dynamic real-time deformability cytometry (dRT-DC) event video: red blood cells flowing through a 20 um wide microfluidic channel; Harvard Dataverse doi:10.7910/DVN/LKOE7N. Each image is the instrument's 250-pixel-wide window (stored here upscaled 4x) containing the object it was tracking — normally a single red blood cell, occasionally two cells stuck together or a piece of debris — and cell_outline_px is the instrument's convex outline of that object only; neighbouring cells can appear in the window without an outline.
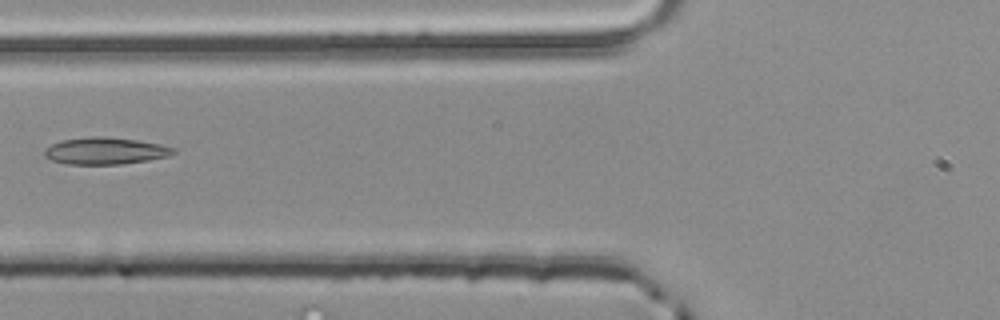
{"species": "common noctule bat (a hibernating species)", "species_latin": "Nyctalus noctula", "temperature_condition": "room temperature", "stored_images_in_passage": 3, "camera_frame_rate_fps": 3000, "um_per_image_px": 0.085, "animal": {"sex": "male", "body_mass_g": 20.4}, "frame": {"image": 1, "passage_image": 3, "time_ms": 0.667, "image_size_px": [1000, 320], "cell_outline_px": [[176, 152], [168, 156], [148, 160], [120, 164], [64, 164], [52, 160], [44, 156], [44, 148], [52, 144], [64, 140], [88, 136], [104, 136], [136, 140], [160, 144], [176, 148]], "centroid_in_image_um": [8.94, 12.82], "position_along_channel_um": 116.9, "area_um2": 20.23}}